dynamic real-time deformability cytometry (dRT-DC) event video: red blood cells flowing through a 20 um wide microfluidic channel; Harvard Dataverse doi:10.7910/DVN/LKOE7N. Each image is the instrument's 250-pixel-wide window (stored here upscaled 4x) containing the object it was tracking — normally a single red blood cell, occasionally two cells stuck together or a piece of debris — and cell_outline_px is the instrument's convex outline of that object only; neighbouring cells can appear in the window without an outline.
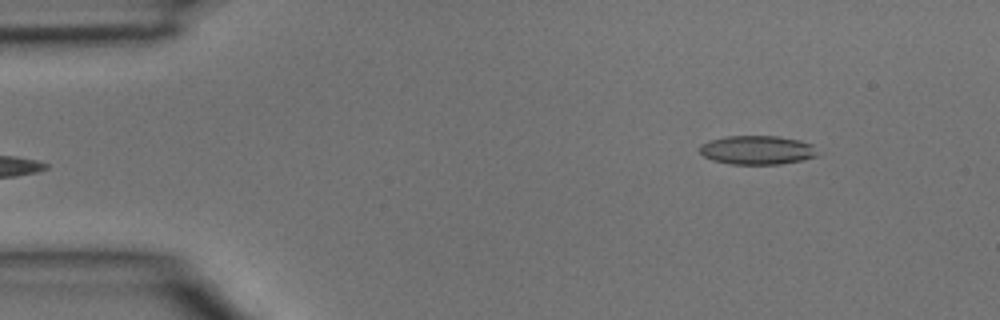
{"species": "common noctule bat (a hibernating species)", "species_latin": "Nyctalus noctula", "temperature_condition": "room temperature", "stored_images_in_passage": 5, "camera_frame_rate_fps": 3000, "um_per_image_px": 0.085, "animal": {"sex": "male", "body_mass_g": 15.6}, "frame": {"image": 1, "passage_image": 5, "time_ms": 1.333, "image_size_px": [1000, 320], "cell_outline_px": [[820, 156], [780, 164], [732, 164], [712, 160], [704, 156], [700, 152], [700, 144], [708, 140], [728, 136], [780, 136], [800, 140], [812, 144]], "centroid_in_image_um": [64.37, 12.75], "position_along_channel_um": 20.6, "area_um2": 19.94}}